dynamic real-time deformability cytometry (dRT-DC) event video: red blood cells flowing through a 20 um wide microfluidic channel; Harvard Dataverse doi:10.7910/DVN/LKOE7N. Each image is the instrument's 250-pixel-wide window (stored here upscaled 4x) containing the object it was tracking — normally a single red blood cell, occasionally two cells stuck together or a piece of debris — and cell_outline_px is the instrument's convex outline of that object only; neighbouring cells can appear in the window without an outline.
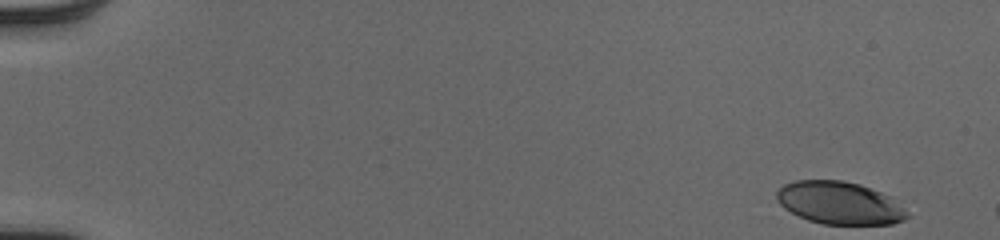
{"species": "human", "species_latin": "Homo sapiens", "temperature_condition": "cold", "stored_images_in_passage": 15, "camera_frame_rate_fps": 3000, "um_per_image_px": 0.085, "donor": {"sex": "male"}, "frame": {"image": 1, "passage_image": 1, "time_ms": 0.0, "image_size_px": [1000, 240], "cell_outline_px": [[908, 216], [904, 220], [892, 224], [824, 224], [808, 220], [784, 208], [776, 200], [776, 192], [784, 184], [796, 180], [840, 180], [860, 184], [892, 196], [908, 212]], "centroid_in_image_um": [71.38, 17.24], "position_along_channel_um": 13.6, "area_um2": 32.48}}